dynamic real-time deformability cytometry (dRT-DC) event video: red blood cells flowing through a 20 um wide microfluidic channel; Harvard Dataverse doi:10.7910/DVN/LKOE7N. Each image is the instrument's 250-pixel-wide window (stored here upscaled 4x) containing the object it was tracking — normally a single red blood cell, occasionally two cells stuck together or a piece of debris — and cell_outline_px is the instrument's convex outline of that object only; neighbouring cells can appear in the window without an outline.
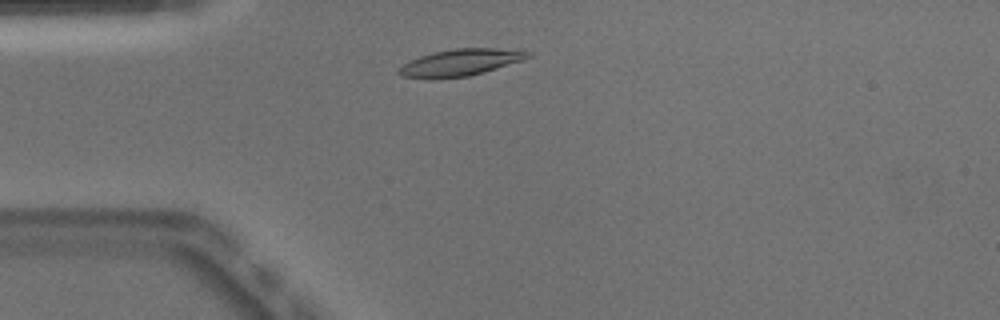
{"species": "Egyptian fruit bat (a non-hibernating species)", "species_latin": "Rousettus aegyptiacus", "temperature_condition": "warm", "stored_images_in_passage": 43, "camera_frame_rate_fps": 3000, "um_per_image_px": 0.085, "animal": {"sex": "male"}, "frame": {"image": 1, "passage_image": 5, "time_ms": 1.333, "image_size_px": [1000, 320], "cell_outline_px": [[532, 56], [524, 60], [484, 72], [468, 76], [404, 76], [396, 72], [404, 64], [420, 56], [432, 52], [456, 48], [520, 48], [532, 52]], "centroid_in_image_um": [39.33, 5.24], "position_along_channel_um": 45.7, "area_um2": 19.65}}
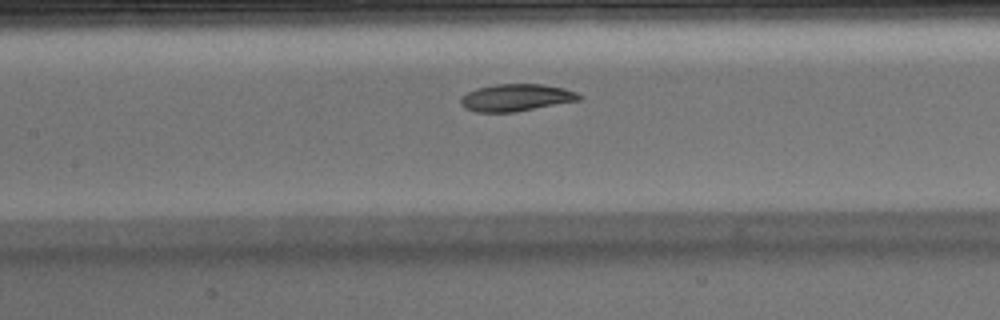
{"frame": {"image": 2, "passage_image": 15, "time_ms": 4.667, "image_size_px": [1000, 320], "cell_outline_px": [[584, 100], [516, 112], [476, 112], [464, 108], [460, 104], [460, 96], [476, 88], [496, 84], [544, 84], [564, 88], [576, 92], [584, 96]], "centroid_in_image_um": [43.91, 8.3], "position_along_channel_um": 163.5, "area_um2": 19.19}}
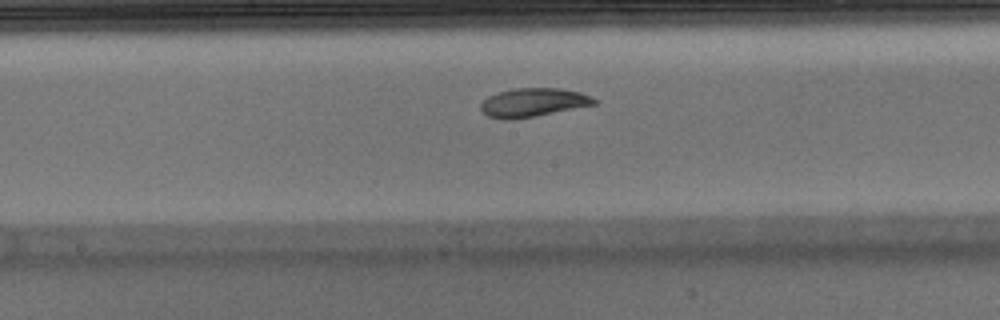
{"frame": {"image": 3, "passage_image": 18, "time_ms": 5.667, "image_size_px": [1000, 320], "cell_outline_px": [[596, 104], [536, 116], [512, 120], [504, 120], [488, 116], [480, 108], [480, 104], [488, 96], [496, 92], [512, 88], [560, 88], [580, 92], [592, 96], [596, 100]], "centroid_in_image_um": [45.29, 8.71], "position_along_channel_um": 202.9, "area_um2": 19.07}, "authors_computed_cell_mechanics": {"area_um2": 19.652, "velocity_mm_per_s": 3.9463, "shape_relaxation_time_tau1_ms": 5.5326, "shape_relaxation_time_tau2_ms": 5.0145, "deformation_change_tau1": 0.1883, "deformation_change_tau2": 0.1013}}